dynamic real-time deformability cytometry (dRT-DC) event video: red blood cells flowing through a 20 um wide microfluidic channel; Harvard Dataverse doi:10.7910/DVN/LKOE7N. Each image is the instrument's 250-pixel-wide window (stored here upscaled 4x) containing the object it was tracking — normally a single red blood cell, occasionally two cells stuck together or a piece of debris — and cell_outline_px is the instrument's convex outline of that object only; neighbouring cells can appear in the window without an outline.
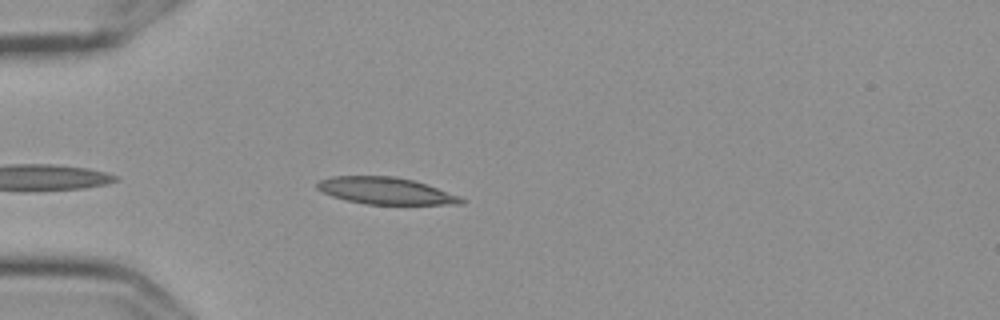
{"species": "Egyptian fruit bat (a non-hibernating species)", "species_latin": "Rousettus aegyptiacus", "temperature_condition": "cold", "stored_images_in_passage": 42, "camera_frame_rate_fps": 3000, "um_per_image_px": 0.085, "frame": {"image": 1, "passage_image": 4, "time_ms": 1.0, "image_size_px": [1000, 320], "cell_outline_px": [[464, 204], [364, 204], [332, 196], [316, 188], [316, 184], [320, 180], [332, 176], [396, 176], [428, 184], [460, 196], [464, 200]], "centroid_in_image_um": [32.8, 16.21], "position_along_channel_um": 52.2, "area_um2": 22.48}}
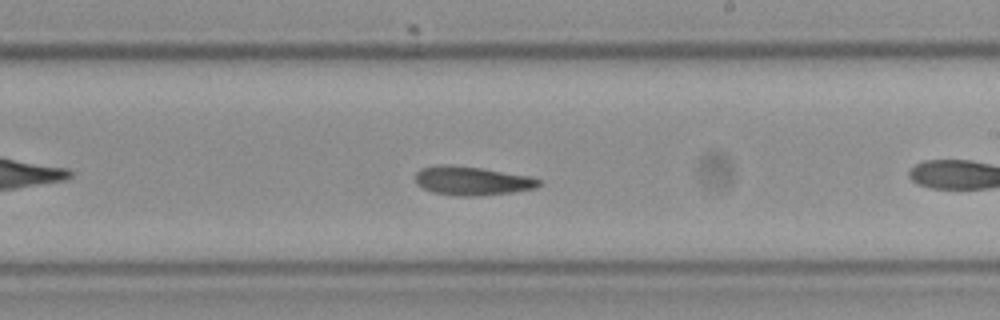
{"frame": {"image": 2, "passage_image": 18, "time_ms": 5.667, "image_size_px": [1000, 320], "cell_outline_px": [[544, 184], [536, 188], [512, 192], [476, 196], [456, 196], [432, 192], [424, 188], [416, 180], [416, 172], [420, 168], [448, 164], [480, 168], [528, 176], [540, 180]], "centroid_in_image_um": [40.15, 15.38], "position_along_channel_um": 248.9, "area_um2": 20.52}}
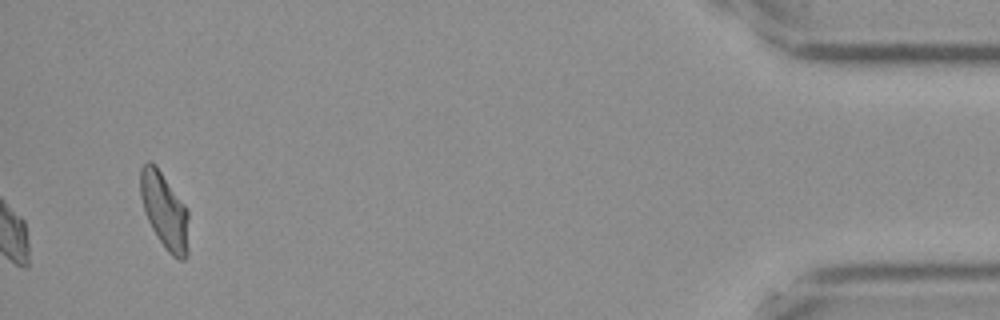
{"frame": {"image": 3, "passage_image": 42, "time_ms": 13.667, "image_size_px": [1000, 320], "cell_outline_px": [[188, 256], [184, 260], [180, 260], [172, 256], [164, 248], [152, 228], [144, 212], [140, 196], [140, 168], [148, 160], [156, 164], [184, 204], [188, 212]], "centroid_in_image_um": [13.98, 17.92], "position_along_channel_um": 421.2, "area_um2": 21.62}, "authors_computed_cell_mechanics": {"area_um2": 20.519, "velocity_mm_per_s": 3.5585, "shape_relaxation_time_tau1_ms": null, "shape_relaxation_time_tau2_ms": 2.4295, "deformation_change_tau1": null, "deformation_change_tau2": 0.0777}}